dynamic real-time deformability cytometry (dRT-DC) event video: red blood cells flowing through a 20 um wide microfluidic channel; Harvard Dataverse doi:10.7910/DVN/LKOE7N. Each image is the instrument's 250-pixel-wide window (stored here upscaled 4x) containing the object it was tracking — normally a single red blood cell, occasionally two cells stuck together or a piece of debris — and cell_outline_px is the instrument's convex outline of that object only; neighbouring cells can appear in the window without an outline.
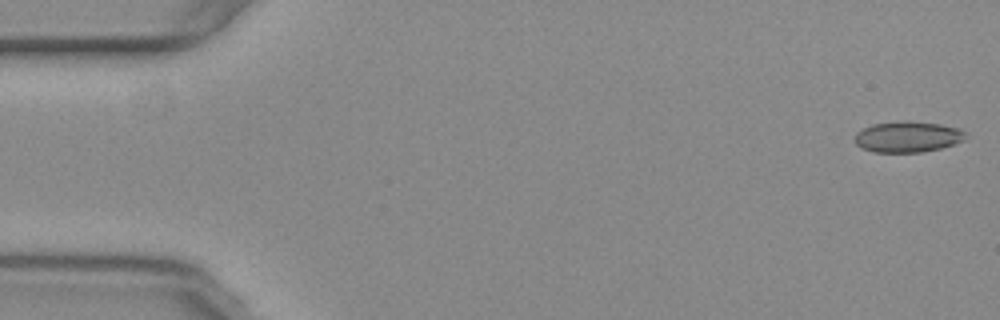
{"species": "common noctule bat (a hibernating species)", "species_latin": "Nyctalus noctula", "temperature_condition": "warm", "stored_images_in_passage": 54, "camera_frame_rate_fps": 3000, "um_per_image_px": 0.085, "animal": {"sex": "female", "body_mass_g": 29.2, "forearm_length_mm": 56.3}, "frame": {"image": 1, "passage_image": 1, "time_ms": 0.0, "image_size_px": [1000, 320], "cell_outline_px": [[964, 140], [940, 148], [920, 152], [876, 152], [860, 148], [856, 144], [856, 132], [872, 124], [900, 120], [904, 120], [940, 124], [956, 128], [964, 132]], "centroid_in_image_um": [77.1, 11.62], "position_along_channel_um": 7.9, "area_um2": 19.77}}
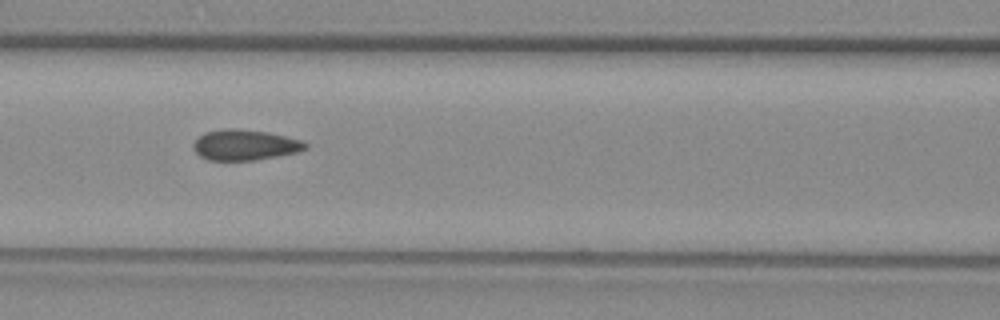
{"frame": {"image": 2, "passage_image": 23, "time_ms": 7.333, "image_size_px": [1000, 320], "cell_outline_px": [[308, 148], [300, 152], [256, 160], [208, 160], [200, 156], [192, 148], [192, 144], [204, 132], [228, 128], [236, 128], [268, 132], [304, 140], [308, 144]], "centroid_in_image_um": [20.86, 12.32], "position_along_channel_um": 145.7, "area_um2": 20.23}}
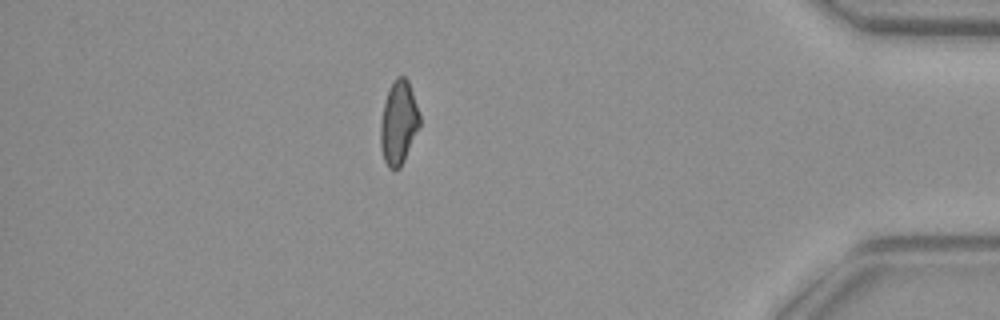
{"frame": {"image": 3, "passage_image": 47, "time_ms": 15.333, "image_size_px": [1000, 320], "cell_outline_px": [[420, 124], [404, 160], [400, 168], [392, 172], [388, 168], [384, 160], [380, 148], [380, 124], [384, 104], [388, 88], [396, 76], [404, 76], [408, 80], [420, 116]], "centroid_in_image_um": [33.85, 10.45], "position_along_channel_um": 401.3, "area_um2": 19.13}, "authors_computed_cell_mechanics": {"area_um2": 19.8832, "velocity_mm_per_s": 3.7763, "shape_relaxation_time_tau1_ms": null, "shape_relaxation_time_tau2_ms": 1.3495, "deformation_change_tau1": null, "deformation_change_tau2": 0.0574}}